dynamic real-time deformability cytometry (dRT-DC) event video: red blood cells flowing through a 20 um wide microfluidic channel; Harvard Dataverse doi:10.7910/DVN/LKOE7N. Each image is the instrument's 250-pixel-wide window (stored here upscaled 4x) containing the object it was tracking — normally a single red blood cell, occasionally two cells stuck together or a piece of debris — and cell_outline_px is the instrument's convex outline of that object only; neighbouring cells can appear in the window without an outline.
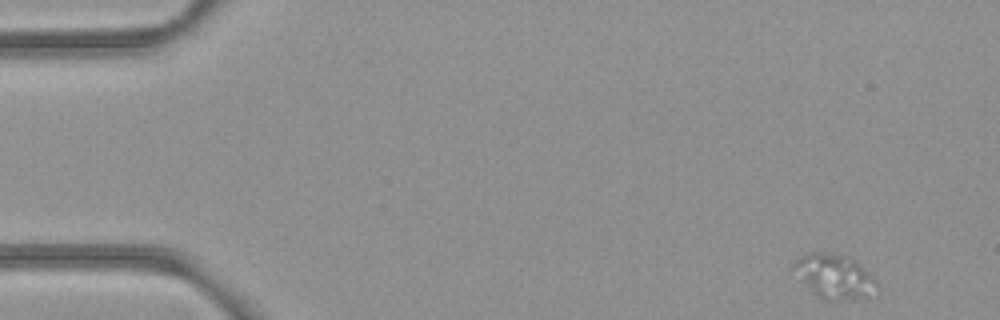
{"species": "common noctule bat (a hibernating species)", "species_latin": "Nyctalus noctula", "temperature_condition": "room temperature", "stored_images_in_passage": 52, "segment_of_instrument_passage": [1, 2], "camera_frame_rate_fps": 3000, "um_per_image_px": 0.085, "animal": {"sex": "female", "body_mass_g": 21.9}, "frame": {"image": 1, "passage_image": 1, "time_ms": 0.0, "image_size_px": [1000, 320], "cell_outline_px": [[880, 292], [868, 296], [840, 300], [824, 300], [816, 296], [812, 292], [792, 268], [792, 264], [800, 256], [808, 252], [832, 252], [848, 256], [856, 260], [876, 280], [880, 288]], "centroid_in_image_um": [70.96, 23.48], "position_along_channel_um": 14.0, "area_um2": 21.73}}
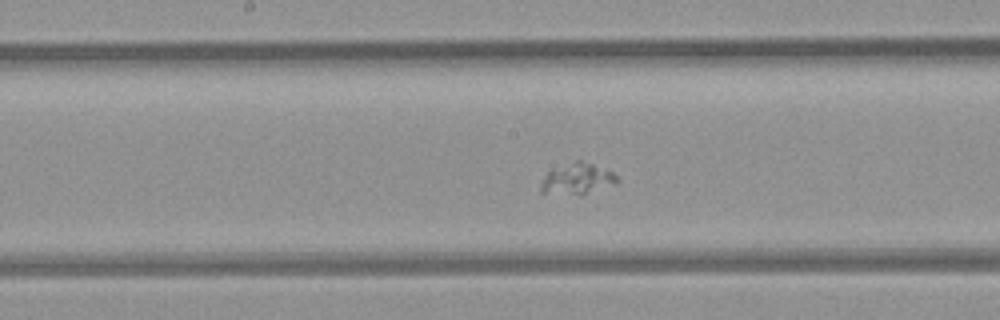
{"frame": {"image": 2, "passage_image": 25, "time_ms": 8.0, "image_size_px": [1000, 320], "cell_outline_px": [[620, 180], [616, 184], [580, 196], [540, 192], [540, 184], [544, 176], [548, 172], [576, 160], [580, 160], [592, 164], [612, 172]], "centroid_in_image_um": [49.08, 15.24], "position_along_channel_um": 199.1, "area_um2": 13.81}}
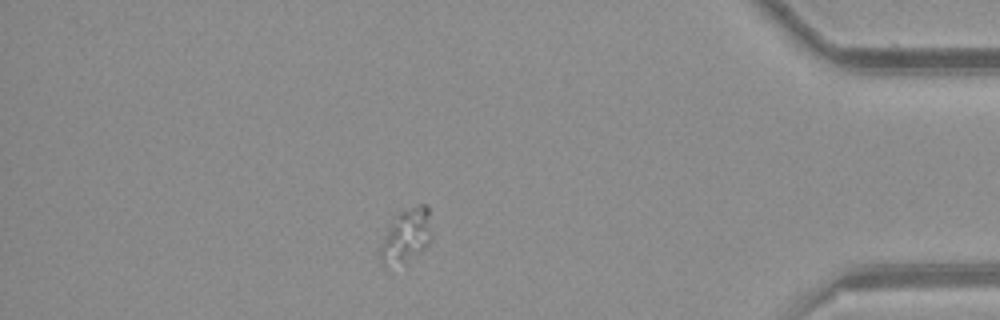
{"frame": {"image": 3, "passage_image": 44, "time_ms": 14.333, "image_size_px": [1000, 320], "cell_outline_px": [[432, 236], [428, 244], [420, 252], [404, 260], [384, 264], [380, 264], [380, 244], [396, 212], [416, 204], [424, 204], [428, 208]], "centroid_in_image_um": [34.54, 19.93], "position_along_channel_um": 400.7, "area_um2": 15.78}}